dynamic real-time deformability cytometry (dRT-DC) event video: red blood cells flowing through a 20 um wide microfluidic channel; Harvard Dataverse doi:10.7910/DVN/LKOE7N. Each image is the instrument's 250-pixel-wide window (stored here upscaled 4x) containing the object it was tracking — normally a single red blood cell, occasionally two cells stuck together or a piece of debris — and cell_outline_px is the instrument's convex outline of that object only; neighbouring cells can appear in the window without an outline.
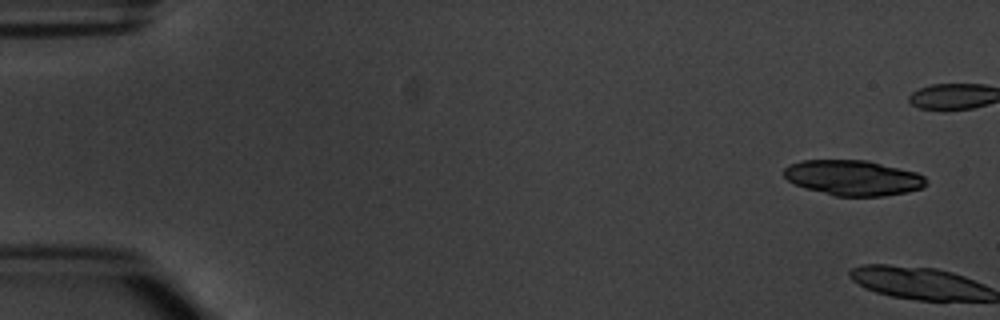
{"species": "common noctule bat (a hibernating species)", "species_latin": "Nyctalus noctula", "temperature_condition": "warm", "stored_images_in_passage": 11, "camera_frame_rate_fps": 3000, "um_per_image_px": 0.085, "animal": {"sex": "male", "body_mass_g": 20.1, "forearm_length_mm": 53.5}, "frame": {"image": 1, "passage_image": 1, "time_ms": 0.0, "image_size_px": [1000, 320], "cell_outline_px": [[928, 184], [924, 188], [884, 196], [836, 196], [804, 188], [788, 180], [784, 176], [784, 168], [788, 164], [804, 160], [868, 160], [916, 172], [924, 176], [928, 180]], "centroid_in_image_um": [72.54, 15.11], "position_along_channel_um": 12.5, "area_um2": 29.36}}